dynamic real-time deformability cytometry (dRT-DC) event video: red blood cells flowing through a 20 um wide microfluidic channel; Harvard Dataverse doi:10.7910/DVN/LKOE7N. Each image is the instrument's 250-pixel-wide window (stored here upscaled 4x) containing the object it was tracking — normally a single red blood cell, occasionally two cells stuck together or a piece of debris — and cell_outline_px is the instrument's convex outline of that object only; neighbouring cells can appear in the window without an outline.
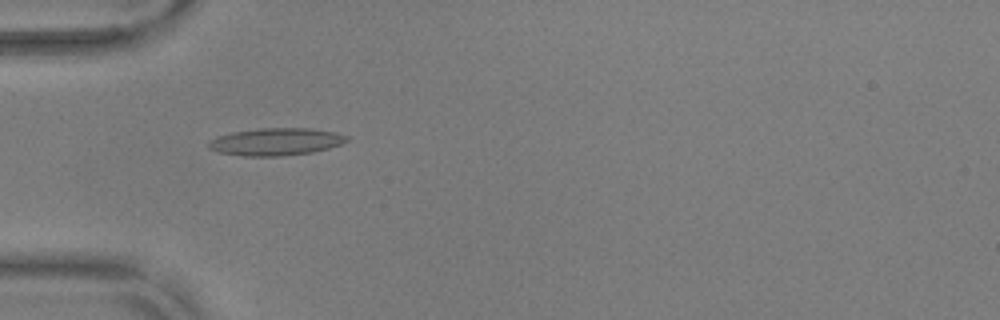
{"species": "common noctule bat (a hibernating species)", "species_latin": "Nyctalus noctula", "temperature_condition": "warm", "stored_images_in_passage": 45, "camera_frame_rate_fps": 3000, "um_per_image_px": 0.085, "animal": {"sex": "male", "body_mass_g": 17.9, "forearm_length_mm": 54.2}, "frame": {"image": 1, "passage_image": 8, "time_ms": 2.333, "image_size_px": [1000, 320], "cell_outline_px": [[348, 140], [340, 144], [328, 148], [312, 152], [280, 156], [244, 156], [220, 152], [208, 148], [208, 140], [216, 136], [232, 132], [260, 128], [308, 128], [336, 132], [348, 136]], "centroid_in_image_um": [23.42, 12.04], "position_along_channel_um": 61.6, "area_um2": 22.02}}
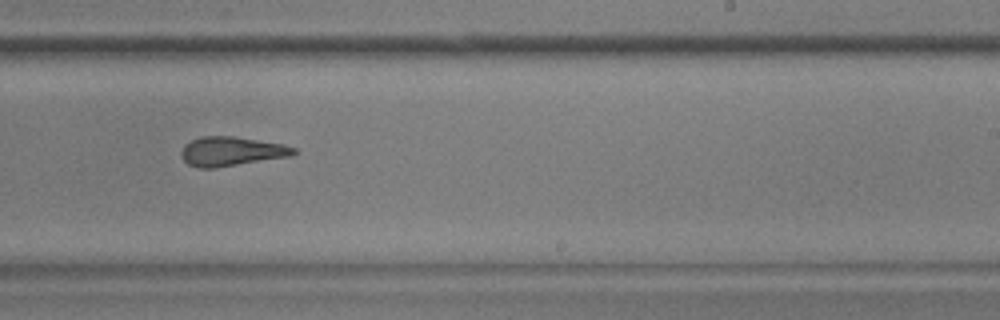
{"frame": {"image": 2, "passage_image": 25, "time_ms": 8.0, "image_size_px": [1000, 320], "cell_outline_px": [[296, 152], [292, 156], [216, 168], [196, 168], [188, 164], [180, 156], [180, 152], [184, 144], [200, 136], [232, 136], [284, 144], [296, 148]], "centroid_in_image_um": [19.65, 12.87], "position_along_channel_um": 269.4, "area_um2": 19.36}}
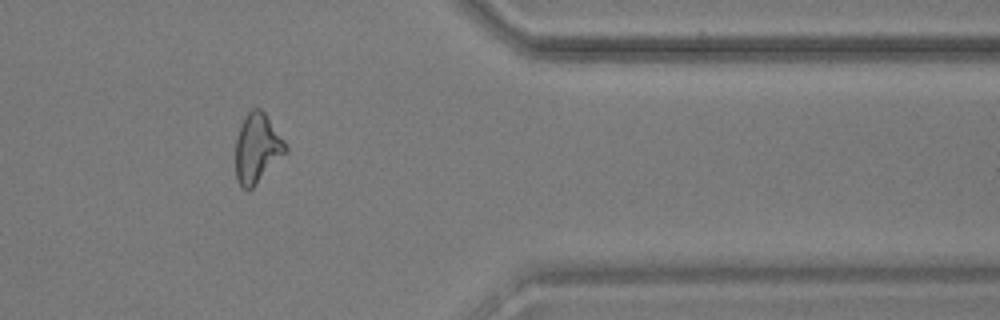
{"frame": {"image": 3, "passage_image": 36, "time_ms": 11.667, "image_size_px": [1000, 320], "cell_outline_px": [[288, 152], [248, 192], [240, 188], [236, 180], [236, 140], [240, 124], [244, 116], [252, 108], [260, 108], [264, 112], [284, 140], [288, 148]], "centroid_in_image_um": [21.85, 12.63], "position_along_channel_um": 389.5, "area_um2": 20.46}, "authors_computed_cell_mechanics": {"area_um2": 19.7676, "velocity_mm_per_s": 3.7192, "shape_relaxation_time_tau1_ms": null, "shape_relaxation_time_tau2_ms": 2.2807, "deformation_change_tau1": null, "deformation_change_tau2": 0.1214}}